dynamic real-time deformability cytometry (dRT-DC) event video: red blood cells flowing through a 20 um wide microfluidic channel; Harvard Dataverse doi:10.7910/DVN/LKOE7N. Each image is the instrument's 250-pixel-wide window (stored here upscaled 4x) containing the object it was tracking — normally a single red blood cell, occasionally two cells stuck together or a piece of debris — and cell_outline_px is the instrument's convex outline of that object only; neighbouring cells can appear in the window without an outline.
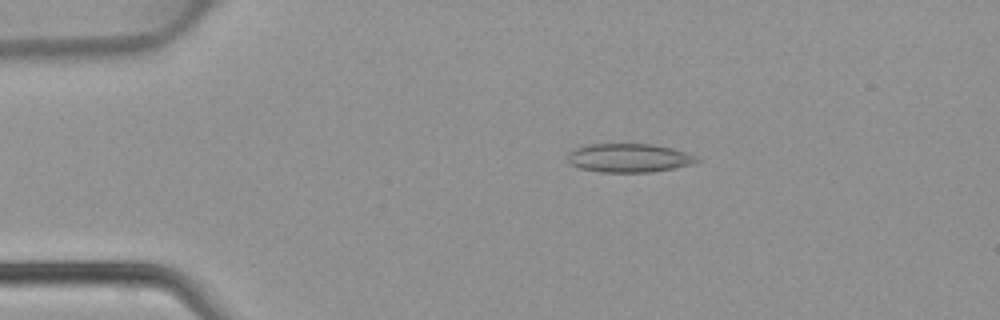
{"species": "common noctule bat (a hibernating species)", "species_latin": "Nyctalus noctula", "temperature_condition": "warm", "stored_images_in_passage": 4, "camera_frame_rate_fps": 3000, "um_per_image_px": 0.085, "animal": {"sex": "female", "body_mass_g": 22.7, "forearm_length_mm": 54.2}, "frame": {"image": 1, "passage_image": 3, "time_ms": 0.667, "image_size_px": [1000, 320], "cell_outline_px": [[700, 160], [692, 164], [652, 172], [600, 172], [580, 168], [572, 164], [568, 160], [568, 152], [576, 148], [588, 144], [652, 144], [672, 148], [696, 156]], "centroid_in_image_um": [53.45, 13.42], "position_along_channel_um": 31.6, "area_um2": 21.44}}